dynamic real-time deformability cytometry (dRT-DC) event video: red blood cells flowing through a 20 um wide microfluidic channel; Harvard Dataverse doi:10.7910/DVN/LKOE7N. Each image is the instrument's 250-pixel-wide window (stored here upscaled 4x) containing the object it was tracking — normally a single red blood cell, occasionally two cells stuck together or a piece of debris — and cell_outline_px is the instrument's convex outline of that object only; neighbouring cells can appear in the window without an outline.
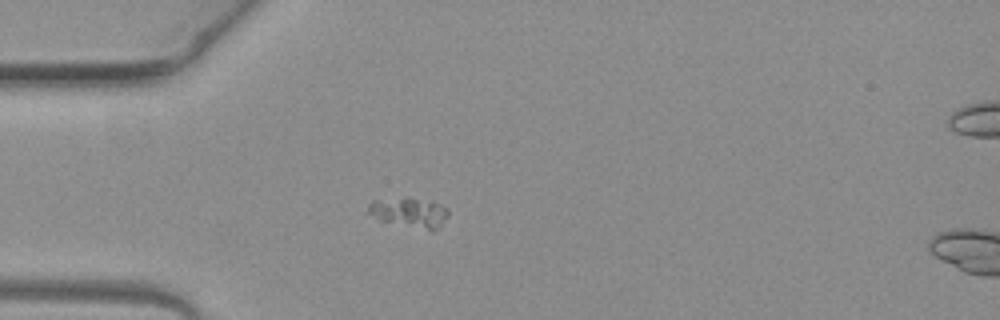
{"species": "common noctule bat (a hibernating species)", "species_latin": "Nyctalus noctula", "temperature_condition": "warm", "stored_images_in_passage": 2, "camera_frame_rate_fps": 3000, "um_per_image_px": 0.085, "animal": {"sex": "female", "body_mass_g": 19.3, "forearm_length_mm": 54.1}, "frame": {"image": 1, "passage_image": 1, "time_ms": 0.0, "image_size_px": [1000, 320], "cell_outline_px": [[448, 216], [440, 228], [432, 232], [380, 220], [368, 212], [368, 204], [372, 200], [416, 200], [436, 204], [448, 208]], "centroid_in_image_um": [34.84, 18.14], "position_along_channel_um": 50.2, "area_um2": 13.29}}